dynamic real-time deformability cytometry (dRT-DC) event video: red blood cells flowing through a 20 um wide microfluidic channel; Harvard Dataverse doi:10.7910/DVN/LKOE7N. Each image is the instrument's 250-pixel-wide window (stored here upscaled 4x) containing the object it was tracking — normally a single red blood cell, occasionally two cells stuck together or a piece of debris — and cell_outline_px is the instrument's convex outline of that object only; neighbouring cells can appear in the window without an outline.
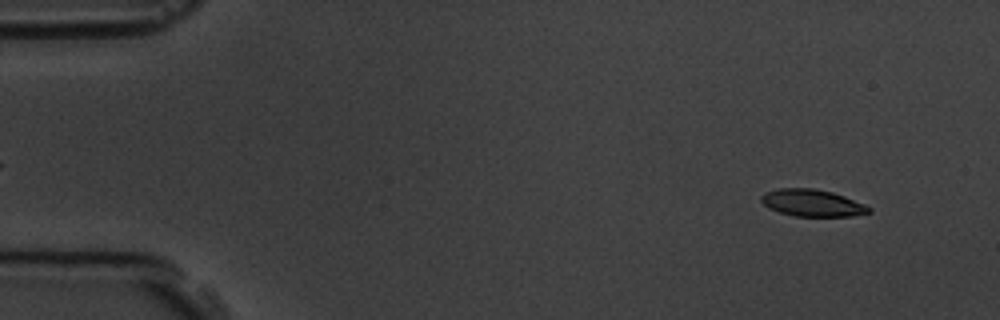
{"species": "common noctule bat (a hibernating species)", "species_latin": "Nyctalus noctula", "temperature_condition": "room temperature", "stored_images_in_passage": 5, "camera_frame_rate_fps": 3000, "um_per_image_px": 0.085, "animal": {"sex": "male", "body_mass_g": 19.5, "forearm_length_mm": 54.6}, "frame": {"image": 1, "passage_image": 1, "time_ms": 0.0, "image_size_px": [1000, 320], "cell_outline_px": [[872, 212], [852, 216], [796, 216], [780, 212], [768, 208], [760, 200], [760, 196], [764, 192], [776, 188], [812, 188], [832, 192], [844, 196], [864, 204], [872, 208]], "centroid_in_image_um": [69.02, 17.24], "position_along_channel_um": 16.0, "area_um2": 16.99}}
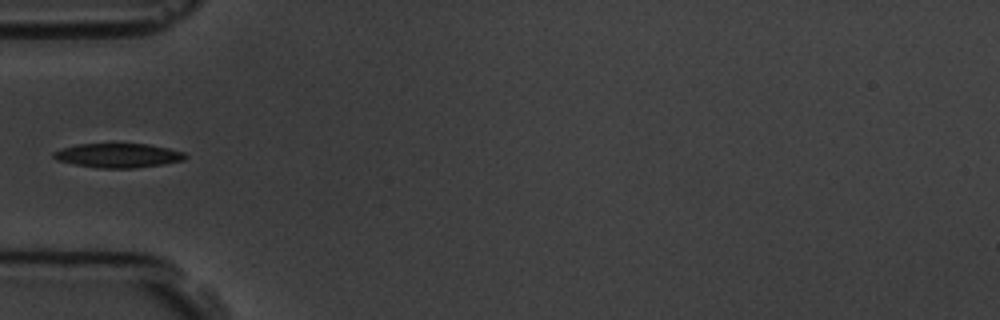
{"frame": {"image": 2, "passage_image": 5, "time_ms": 4.667, "image_size_px": [1000, 320], "cell_outline_px": [[188, 156], [184, 160], [164, 164], [136, 168], [96, 168], [56, 160], [52, 156], [52, 152], [76, 144], [148, 144], [168, 148], [184, 152]], "centroid_in_image_um": [10.05, 13.22], "position_along_channel_um": 74.9, "area_um2": 18.61}}